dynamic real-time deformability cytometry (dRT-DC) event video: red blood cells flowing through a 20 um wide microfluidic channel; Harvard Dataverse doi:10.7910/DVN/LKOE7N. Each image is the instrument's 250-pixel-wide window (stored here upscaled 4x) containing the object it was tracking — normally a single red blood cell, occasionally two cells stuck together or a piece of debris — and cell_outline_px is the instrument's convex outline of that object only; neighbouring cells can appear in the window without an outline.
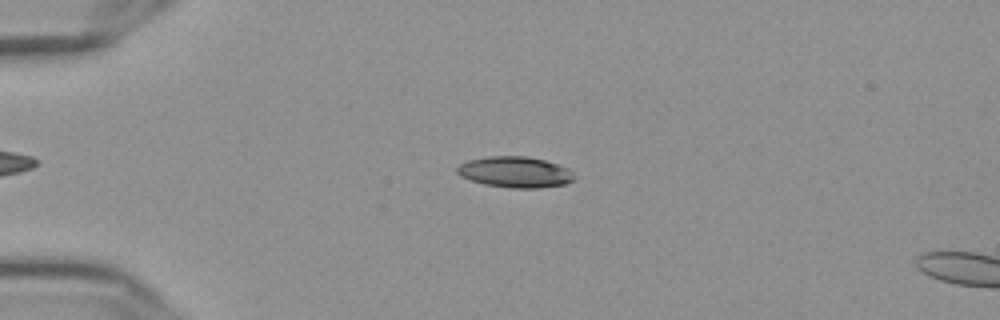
{"species": "Egyptian fruit bat (a non-hibernating species)", "species_latin": "Rousettus aegyptiacus", "temperature_condition": "cold", "stored_images_in_passage": 48, "camera_frame_rate_fps": 3000, "um_per_image_px": 0.085, "frame": {"image": 1, "passage_image": 6, "time_ms": 1.667, "image_size_px": [1000, 320], "cell_outline_px": [[572, 180], [564, 184], [540, 188], [512, 188], [484, 184], [460, 176], [456, 172], [456, 168], [460, 164], [468, 160], [488, 156], [524, 156], [544, 160], [568, 168], [572, 172]], "centroid_in_image_um": [43.74, 14.62], "position_along_channel_um": 41.3, "area_um2": 20.92}}
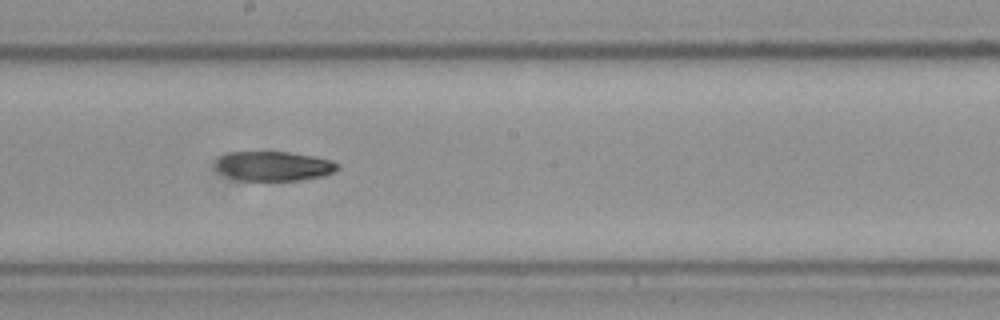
{"frame": {"image": 2, "passage_image": 24, "time_ms": 7.667, "image_size_px": [1000, 320], "cell_outline_px": [[336, 168], [332, 172], [320, 176], [296, 180], [240, 180], [228, 176], [220, 172], [216, 168], [216, 164], [220, 156], [232, 152], [288, 152], [312, 156], [332, 160], [336, 164]], "centroid_in_image_um": [23.22, 14.11], "position_along_channel_um": 225.0, "area_um2": 20.4}}
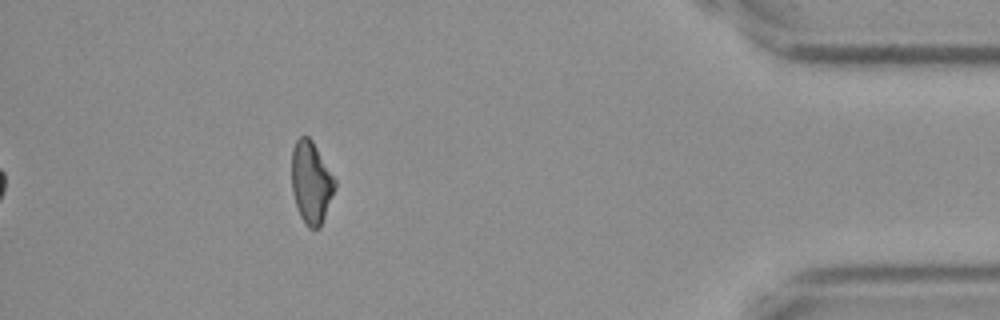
{"frame": {"image": 3, "passage_image": 43, "time_ms": 14.0, "image_size_px": [1000, 320], "cell_outline_px": [[336, 188], [320, 228], [308, 228], [304, 224], [300, 216], [292, 192], [292, 148], [296, 140], [300, 136], [308, 136], [312, 140], [336, 180]], "centroid_in_image_um": [26.45, 15.52], "position_along_channel_um": 408.8, "area_um2": 20.75}, "authors_computed_cell_mechanics": {"area_um2": 21.2415, "velocity_mm_per_s": 3.6299, "shape_relaxation_time_tau1_ms": 7.5637, "shape_relaxation_time_tau2_ms": null, "deformation_change_tau1": 0.1487, "deformation_change_tau2": null}}